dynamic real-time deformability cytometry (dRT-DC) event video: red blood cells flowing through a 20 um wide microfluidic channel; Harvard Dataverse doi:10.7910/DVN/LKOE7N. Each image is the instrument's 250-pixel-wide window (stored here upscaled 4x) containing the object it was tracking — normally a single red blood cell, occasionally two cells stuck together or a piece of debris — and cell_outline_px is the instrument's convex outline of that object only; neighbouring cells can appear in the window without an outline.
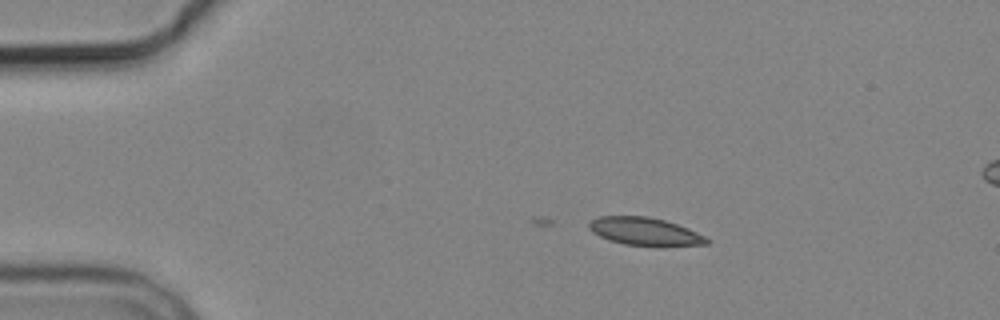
{"species": "common noctule bat (a hibernating species)", "species_latin": "Nyctalus noctula", "temperature_condition": "cold", "stored_images_in_passage": 7, "camera_frame_rate_fps": 3000, "um_per_image_px": 0.085, "animal": {"sex": "male", "body_mass_g": 19.2, "forearm_length_mm": 51.8}, "frame": {"image": 1, "passage_image": 2, "time_ms": 2.0, "image_size_px": [1000, 320], "cell_outline_px": [[712, 240], [708, 244], [664, 248], [624, 244], [608, 240], [592, 232], [588, 228], [588, 224], [592, 220], [600, 216], [648, 216], [664, 220], [688, 228], [708, 236]], "centroid_in_image_um": [54.91, 19.71], "position_along_channel_um": 30.1, "area_um2": 19.83}}
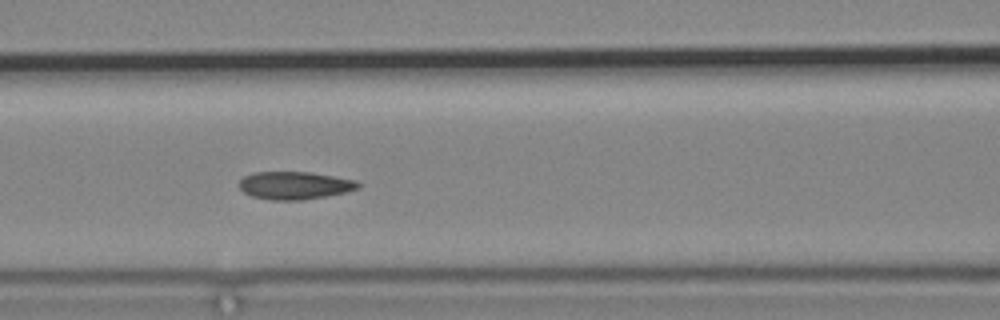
{"frame": {"image": 2, "passage_image": 6, "time_ms": 6.667, "image_size_px": [1000, 320], "cell_outline_px": [[360, 188], [348, 192], [328, 196], [304, 200], [268, 200], [252, 196], [244, 192], [240, 188], [240, 180], [244, 176], [252, 172], [308, 172], [356, 180], [360, 184]], "centroid_in_image_um": [25.06, 15.77], "position_along_channel_um": 141.5, "area_um2": 19.36}}
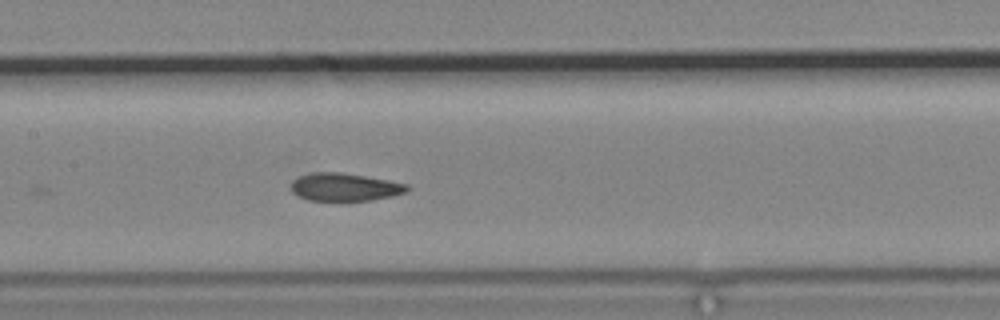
{"frame": {"image": 3, "passage_image": 7, "time_ms": 7.667, "image_size_px": [1000, 320], "cell_outline_px": [[408, 192], [392, 196], [372, 200], [308, 200], [292, 192], [292, 180], [300, 176], [312, 172], [340, 172], [388, 180], [408, 184]], "centroid_in_image_um": [29.32, 15.89], "position_along_channel_um": 178.1, "area_um2": 18.67}}